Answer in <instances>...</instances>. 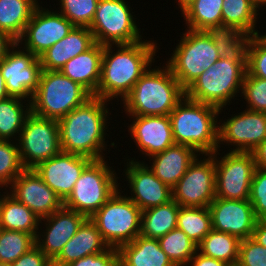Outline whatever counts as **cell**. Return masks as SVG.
<instances>
[{"instance_id":"cell-1","label":"cell","mask_w":266,"mask_h":266,"mask_svg":"<svg viewBox=\"0 0 266 266\" xmlns=\"http://www.w3.org/2000/svg\"><path fill=\"white\" fill-rule=\"evenodd\" d=\"M109 104L114 110L113 103L92 96L83 105L76 107L59 120L62 152L85 156L92 160L105 158L111 160L107 156L110 153L109 149L114 148L115 150L118 144L111 141L107 145L110 142L108 137L112 133L109 130L111 128L108 127L112 125L110 116L115 115L109 108Z\"/></svg>"},{"instance_id":"cell-2","label":"cell","mask_w":266,"mask_h":266,"mask_svg":"<svg viewBox=\"0 0 266 266\" xmlns=\"http://www.w3.org/2000/svg\"><path fill=\"white\" fill-rule=\"evenodd\" d=\"M153 39L146 37L132 44L104 45L96 97L111 103L117 100L116 104L119 100L123 101L147 69L157 62L156 58L160 57L155 56L161 45Z\"/></svg>"},{"instance_id":"cell-3","label":"cell","mask_w":266,"mask_h":266,"mask_svg":"<svg viewBox=\"0 0 266 266\" xmlns=\"http://www.w3.org/2000/svg\"><path fill=\"white\" fill-rule=\"evenodd\" d=\"M156 64L153 63L147 69L130 93L118 103H122L121 113L138 116H167L185 97V89L173 76L169 66L165 62L163 64L161 62L159 66Z\"/></svg>"},{"instance_id":"cell-4","label":"cell","mask_w":266,"mask_h":266,"mask_svg":"<svg viewBox=\"0 0 266 266\" xmlns=\"http://www.w3.org/2000/svg\"><path fill=\"white\" fill-rule=\"evenodd\" d=\"M219 111L185 96L169 114L175 144L192 147L200 155L213 154L218 149Z\"/></svg>"},{"instance_id":"cell-5","label":"cell","mask_w":266,"mask_h":266,"mask_svg":"<svg viewBox=\"0 0 266 266\" xmlns=\"http://www.w3.org/2000/svg\"><path fill=\"white\" fill-rule=\"evenodd\" d=\"M246 71L247 62H233L219 58L185 89V96L217 107L221 116L222 112L229 114L225 113L226 110H229L228 112L231 110L228 106L232 103L234 105L236 99L241 101L238 98L241 95Z\"/></svg>"},{"instance_id":"cell-6","label":"cell","mask_w":266,"mask_h":266,"mask_svg":"<svg viewBox=\"0 0 266 266\" xmlns=\"http://www.w3.org/2000/svg\"><path fill=\"white\" fill-rule=\"evenodd\" d=\"M112 164L107 158L93 160L83 170L63 207L87 218L97 212L119 188L120 173H116Z\"/></svg>"},{"instance_id":"cell-7","label":"cell","mask_w":266,"mask_h":266,"mask_svg":"<svg viewBox=\"0 0 266 266\" xmlns=\"http://www.w3.org/2000/svg\"><path fill=\"white\" fill-rule=\"evenodd\" d=\"M91 97L83 86L72 81L60 70H42L37 90L32 97L31 112L59 121Z\"/></svg>"},{"instance_id":"cell-8","label":"cell","mask_w":266,"mask_h":266,"mask_svg":"<svg viewBox=\"0 0 266 266\" xmlns=\"http://www.w3.org/2000/svg\"><path fill=\"white\" fill-rule=\"evenodd\" d=\"M184 30V33L180 32V40L177 39V45L164 62L180 85L186 89L220 57L214 42L204 31L190 30L186 27Z\"/></svg>"},{"instance_id":"cell-9","label":"cell","mask_w":266,"mask_h":266,"mask_svg":"<svg viewBox=\"0 0 266 266\" xmlns=\"http://www.w3.org/2000/svg\"><path fill=\"white\" fill-rule=\"evenodd\" d=\"M142 210L118 188L89 219L109 247L119 248L140 235Z\"/></svg>"},{"instance_id":"cell-10","label":"cell","mask_w":266,"mask_h":266,"mask_svg":"<svg viewBox=\"0 0 266 266\" xmlns=\"http://www.w3.org/2000/svg\"><path fill=\"white\" fill-rule=\"evenodd\" d=\"M129 0H99L94 19L88 27L100 45L132 44L145 36ZM134 14V15H133ZM136 16V17H135ZM139 24V25H138ZM142 32V34H141ZM144 37V38H143Z\"/></svg>"},{"instance_id":"cell-11","label":"cell","mask_w":266,"mask_h":266,"mask_svg":"<svg viewBox=\"0 0 266 266\" xmlns=\"http://www.w3.org/2000/svg\"><path fill=\"white\" fill-rule=\"evenodd\" d=\"M225 150L221 148L214 152L216 197L249 200L250 186L256 169L254 156L252 152Z\"/></svg>"},{"instance_id":"cell-12","label":"cell","mask_w":266,"mask_h":266,"mask_svg":"<svg viewBox=\"0 0 266 266\" xmlns=\"http://www.w3.org/2000/svg\"><path fill=\"white\" fill-rule=\"evenodd\" d=\"M17 142L24 167L33 169L40 162L62 151L59 121L43 118L31 112L24 122Z\"/></svg>"},{"instance_id":"cell-13","label":"cell","mask_w":266,"mask_h":266,"mask_svg":"<svg viewBox=\"0 0 266 266\" xmlns=\"http://www.w3.org/2000/svg\"><path fill=\"white\" fill-rule=\"evenodd\" d=\"M215 179L214 153L199 154L172 188V199L183 207H209L216 198Z\"/></svg>"},{"instance_id":"cell-14","label":"cell","mask_w":266,"mask_h":266,"mask_svg":"<svg viewBox=\"0 0 266 266\" xmlns=\"http://www.w3.org/2000/svg\"><path fill=\"white\" fill-rule=\"evenodd\" d=\"M126 156L119 163H123L122 174L125 177L122 179L126 182L124 187L119 182V188L127 191L125 194L131 201L143 211L172 200V189L164 184L143 160H138V157L129 158L128 154Z\"/></svg>"},{"instance_id":"cell-15","label":"cell","mask_w":266,"mask_h":266,"mask_svg":"<svg viewBox=\"0 0 266 266\" xmlns=\"http://www.w3.org/2000/svg\"><path fill=\"white\" fill-rule=\"evenodd\" d=\"M236 111L219 117L218 149L227 146L230 152H252L266 138V113L246 108Z\"/></svg>"},{"instance_id":"cell-16","label":"cell","mask_w":266,"mask_h":266,"mask_svg":"<svg viewBox=\"0 0 266 266\" xmlns=\"http://www.w3.org/2000/svg\"><path fill=\"white\" fill-rule=\"evenodd\" d=\"M0 71L10 97L32 102L42 72L40 58L16 42L0 60Z\"/></svg>"},{"instance_id":"cell-17","label":"cell","mask_w":266,"mask_h":266,"mask_svg":"<svg viewBox=\"0 0 266 266\" xmlns=\"http://www.w3.org/2000/svg\"><path fill=\"white\" fill-rule=\"evenodd\" d=\"M43 5L41 1L36 7L23 35L17 41L24 50L31 52L38 58L75 27L56 10V6L52 9L51 4L49 8Z\"/></svg>"},{"instance_id":"cell-18","label":"cell","mask_w":266,"mask_h":266,"mask_svg":"<svg viewBox=\"0 0 266 266\" xmlns=\"http://www.w3.org/2000/svg\"><path fill=\"white\" fill-rule=\"evenodd\" d=\"M86 219L85 215L65 207L41 218L35 237L36 246L53 261Z\"/></svg>"},{"instance_id":"cell-19","label":"cell","mask_w":266,"mask_h":266,"mask_svg":"<svg viewBox=\"0 0 266 266\" xmlns=\"http://www.w3.org/2000/svg\"><path fill=\"white\" fill-rule=\"evenodd\" d=\"M128 123L123 125L129 132V138L133 139L139 155L145 158L163 152L168 147L175 144L172 134V126L169 115L167 116H138L127 115ZM132 118V119H131ZM126 124V125H125ZM141 153V154H140Z\"/></svg>"},{"instance_id":"cell-20","label":"cell","mask_w":266,"mask_h":266,"mask_svg":"<svg viewBox=\"0 0 266 266\" xmlns=\"http://www.w3.org/2000/svg\"><path fill=\"white\" fill-rule=\"evenodd\" d=\"M7 190L11 196L25 204L40 219L63 207V201L34 169H25Z\"/></svg>"},{"instance_id":"cell-21","label":"cell","mask_w":266,"mask_h":266,"mask_svg":"<svg viewBox=\"0 0 266 266\" xmlns=\"http://www.w3.org/2000/svg\"><path fill=\"white\" fill-rule=\"evenodd\" d=\"M93 160L76 154L60 152L33 168L42 180L64 202L71 194L83 170Z\"/></svg>"},{"instance_id":"cell-22","label":"cell","mask_w":266,"mask_h":266,"mask_svg":"<svg viewBox=\"0 0 266 266\" xmlns=\"http://www.w3.org/2000/svg\"><path fill=\"white\" fill-rule=\"evenodd\" d=\"M208 208L212 229L231 234L239 240L252 237L258 219L249 200L216 197Z\"/></svg>"},{"instance_id":"cell-23","label":"cell","mask_w":266,"mask_h":266,"mask_svg":"<svg viewBox=\"0 0 266 266\" xmlns=\"http://www.w3.org/2000/svg\"><path fill=\"white\" fill-rule=\"evenodd\" d=\"M198 155L192 147L174 144L146 159L149 162L145 159L144 162L164 184L172 189Z\"/></svg>"},{"instance_id":"cell-24","label":"cell","mask_w":266,"mask_h":266,"mask_svg":"<svg viewBox=\"0 0 266 266\" xmlns=\"http://www.w3.org/2000/svg\"><path fill=\"white\" fill-rule=\"evenodd\" d=\"M95 44L88 27L75 26L68 35L47 49L39 58L42 70H60L66 62L86 52Z\"/></svg>"},{"instance_id":"cell-25","label":"cell","mask_w":266,"mask_h":266,"mask_svg":"<svg viewBox=\"0 0 266 266\" xmlns=\"http://www.w3.org/2000/svg\"><path fill=\"white\" fill-rule=\"evenodd\" d=\"M103 50L104 45L95 43L86 52L66 62L60 71L72 81L83 86L92 96L96 97L101 75Z\"/></svg>"},{"instance_id":"cell-26","label":"cell","mask_w":266,"mask_h":266,"mask_svg":"<svg viewBox=\"0 0 266 266\" xmlns=\"http://www.w3.org/2000/svg\"><path fill=\"white\" fill-rule=\"evenodd\" d=\"M108 248L96 225L87 218L53 262L67 266L73 261L87 255L101 253Z\"/></svg>"},{"instance_id":"cell-27","label":"cell","mask_w":266,"mask_h":266,"mask_svg":"<svg viewBox=\"0 0 266 266\" xmlns=\"http://www.w3.org/2000/svg\"><path fill=\"white\" fill-rule=\"evenodd\" d=\"M119 266H175L160 247L158 239L139 235L118 248Z\"/></svg>"},{"instance_id":"cell-28","label":"cell","mask_w":266,"mask_h":266,"mask_svg":"<svg viewBox=\"0 0 266 266\" xmlns=\"http://www.w3.org/2000/svg\"><path fill=\"white\" fill-rule=\"evenodd\" d=\"M205 34L214 42L220 58L233 62H247V49L251 36L230 25H210Z\"/></svg>"},{"instance_id":"cell-29","label":"cell","mask_w":266,"mask_h":266,"mask_svg":"<svg viewBox=\"0 0 266 266\" xmlns=\"http://www.w3.org/2000/svg\"><path fill=\"white\" fill-rule=\"evenodd\" d=\"M40 0H0V31L17 42Z\"/></svg>"},{"instance_id":"cell-30","label":"cell","mask_w":266,"mask_h":266,"mask_svg":"<svg viewBox=\"0 0 266 266\" xmlns=\"http://www.w3.org/2000/svg\"><path fill=\"white\" fill-rule=\"evenodd\" d=\"M180 205L175 200L143 210L141 213L140 235L159 239L177 228Z\"/></svg>"},{"instance_id":"cell-31","label":"cell","mask_w":266,"mask_h":266,"mask_svg":"<svg viewBox=\"0 0 266 266\" xmlns=\"http://www.w3.org/2000/svg\"><path fill=\"white\" fill-rule=\"evenodd\" d=\"M40 220V217L8 192L4 195L0 208L1 229L22 231L36 236Z\"/></svg>"},{"instance_id":"cell-32","label":"cell","mask_w":266,"mask_h":266,"mask_svg":"<svg viewBox=\"0 0 266 266\" xmlns=\"http://www.w3.org/2000/svg\"><path fill=\"white\" fill-rule=\"evenodd\" d=\"M260 13L250 0H223L222 24L234 26L250 36L257 35L261 33L256 25L263 16Z\"/></svg>"},{"instance_id":"cell-33","label":"cell","mask_w":266,"mask_h":266,"mask_svg":"<svg viewBox=\"0 0 266 266\" xmlns=\"http://www.w3.org/2000/svg\"><path fill=\"white\" fill-rule=\"evenodd\" d=\"M31 113V102L17 97L0 101V139L18 141L27 116Z\"/></svg>"},{"instance_id":"cell-34","label":"cell","mask_w":266,"mask_h":266,"mask_svg":"<svg viewBox=\"0 0 266 266\" xmlns=\"http://www.w3.org/2000/svg\"><path fill=\"white\" fill-rule=\"evenodd\" d=\"M240 240L228 233L212 229L197 245V251L205 256L221 260L230 266L238 261Z\"/></svg>"},{"instance_id":"cell-35","label":"cell","mask_w":266,"mask_h":266,"mask_svg":"<svg viewBox=\"0 0 266 266\" xmlns=\"http://www.w3.org/2000/svg\"><path fill=\"white\" fill-rule=\"evenodd\" d=\"M223 0H195L181 14L187 29L203 31L210 25L222 24Z\"/></svg>"},{"instance_id":"cell-36","label":"cell","mask_w":266,"mask_h":266,"mask_svg":"<svg viewBox=\"0 0 266 266\" xmlns=\"http://www.w3.org/2000/svg\"><path fill=\"white\" fill-rule=\"evenodd\" d=\"M177 228L198 245L212 230L211 215L208 207H183L178 213Z\"/></svg>"},{"instance_id":"cell-37","label":"cell","mask_w":266,"mask_h":266,"mask_svg":"<svg viewBox=\"0 0 266 266\" xmlns=\"http://www.w3.org/2000/svg\"><path fill=\"white\" fill-rule=\"evenodd\" d=\"M163 252L175 266H187L197 245L180 229L175 228L158 239Z\"/></svg>"},{"instance_id":"cell-38","label":"cell","mask_w":266,"mask_h":266,"mask_svg":"<svg viewBox=\"0 0 266 266\" xmlns=\"http://www.w3.org/2000/svg\"><path fill=\"white\" fill-rule=\"evenodd\" d=\"M35 235L22 231L0 230V262L12 264L36 245Z\"/></svg>"},{"instance_id":"cell-39","label":"cell","mask_w":266,"mask_h":266,"mask_svg":"<svg viewBox=\"0 0 266 266\" xmlns=\"http://www.w3.org/2000/svg\"><path fill=\"white\" fill-rule=\"evenodd\" d=\"M25 169L18 142L0 139V187L7 189Z\"/></svg>"},{"instance_id":"cell-40","label":"cell","mask_w":266,"mask_h":266,"mask_svg":"<svg viewBox=\"0 0 266 266\" xmlns=\"http://www.w3.org/2000/svg\"><path fill=\"white\" fill-rule=\"evenodd\" d=\"M57 11L74 26L89 27L94 19L99 0H58ZM59 4V5H58Z\"/></svg>"},{"instance_id":"cell-41","label":"cell","mask_w":266,"mask_h":266,"mask_svg":"<svg viewBox=\"0 0 266 266\" xmlns=\"http://www.w3.org/2000/svg\"><path fill=\"white\" fill-rule=\"evenodd\" d=\"M246 109L266 113V79L250 75L247 71L243 79L241 95Z\"/></svg>"},{"instance_id":"cell-42","label":"cell","mask_w":266,"mask_h":266,"mask_svg":"<svg viewBox=\"0 0 266 266\" xmlns=\"http://www.w3.org/2000/svg\"><path fill=\"white\" fill-rule=\"evenodd\" d=\"M247 72L266 79V35L257 34L250 38L247 49Z\"/></svg>"},{"instance_id":"cell-43","label":"cell","mask_w":266,"mask_h":266,"mask_svg":"<svg viewBox=\"0 0 266 266\" xmlns=\"http://www.w3.org/2000/svg\"><path fill=\"white\" fill-rule=\"evenodd\" d=\"M249 201L256 218L266 219V169L256 168L253 174Z\"/></svg>"},{"instance_id":"cell-44","label":"cell","mask_w":266,"mask_h":266,"mask_svg":"<svg viewBox=\"0 0 266 266\" xmlns=\"http://www.w3.org/2000/svg\"><path fill=\"white\" fill-rule=\"evenodd\" d=\"M236 266H266V248L252 237L240 240Z\"/></svg>"},{"instance_id":"cell-45","label":"cell","mask_w":266,"mask_h":266,"mask_svg":"<svg viewBox=\"0 0 266 266\" xmlns=\"http://www.w3.org/2000/svg\"><path fill=\"white\" fill-rule=\"evenodd\" d=\"M67 266H119L118 248L109 247L101 253L87 255Z\"/></svg>"},{"instance_id":"cell-46","label":"cell","mask_w":266,"mask_h":266,"mask_svg":"<svg viewBox=\"0 0 266 266\" xmlns=\"http://www.w3.org/2000/svg\"><path fill=\"white\" fill-rule=\"evenodd\" d=\"M51 260L35 245L25 252L12 266H47Z\"/></svg>"},{"instance_id":"cell-47","label":"cell","mask_w":266,"mask_h":266,"mask_svg":"<svg viewBox=\"0 0 266 266\" xmlns=\"http://www.w3.org/2000/svg\"><path fill=\"white\" fill-rule=\"evenodd\" d=\"M187 266H230L224 261L217 260L196 251Z\"/></svg>"},{"instance_id":"cell-48","label":"cell","mask_w":266,"mask_h":266,"mask_svg":"<svg viewBox=\"0 0 266 266\" xmlns=\"http://www.w3.org/2000/svg\"><path fill=\"white\" fill-rule=\"evenodd\" d=\"M256 168L266 169V138L252 151Z\"/></svg>"},{"instance_id":"cell-49","label":"cell","mask_w":266,"mask_h":266,"mask_svg":"<svg viewBox=\"0 0 266 266\" xmlns=\"http://www.w3.org/2000/svg\"><path fill=\"white\" fill-rule=\"evenodd\" d=\"M252 238L266 248V219L257 220Z\"/></svg>"},{"instance_id":"cell-50","label":"cell","mask_w":266,"mask_h":266,"mask_svg":"<svg viewBox=\"0 0 266 266\" xmlns=\"http://www.w3.org/2000/svg\"><path fill=\"white\" fill-rule=\"evenodd\" d=\"M16 42L11 39L6 33L0 31V60L4 58L7 51L15 44Z\"/></svg>"},{"instance_id":"cell-51","label":"cell","mask_w":266,"mask_h":266,"mask_svg":"<svg viewBox=\"0 0 266 266\" xmlns=\"http://www.w3.org/2000/svg\"><path fill=\"white\" fill-rule=\"evenodd\" d=\"M8 97L10 96L6 89V83H5L4 77L2 76L1 71H0V101Z\"/></svg>"},{"instance_id":"cell-52","label":"cell","mask_w":266,"mask_h":266,"mask_svg":"<svg viewBox=\"0 0 266 266\" xmlns=\"http://www.w3.org/2000/svg\"><path fill=\"white\" fill-rule=\"evenodd\" d=\"M175 1H174V5L176 3V5L178 6V9H180L179 11H181L182 13L195 0H175Z\"/></svg>"},{"instance_id":"cell-53","label":"cell","mask_w":266,"mask_h":266,"mask_svg":"<svg viewBox=\"0 0 266 266\" xmlns=\"http://www.w3.org/2000/svg\"><path fill=\"white\" fill-rule=\"evenodd\" d=\"M250 1L259 10V12H260L261 9H262L261 12L266 10V0H250Z\"/></svg>"},{"instance_id":"cell-54","label":"cell","mask_w":266,"mask_h":266,"mask_svg":"<svg viewBox=\"0 0 266 266\" xmlns=\"http://www.w3.org/2000/svg\"><path fill=\"white\" fill-rule=\"evenodd\" d=\"M2 188H3V189H2ZM1 190H2V192H3V190H4V192L2 193ZM7 192H8V190H7L6 188H4V187H0V208H1L2 201H3V197H4V195H5Z\"/></svg>"},{"instance_id":"cell-55","label":"cell","mask_w":266,"mask_h":266,"mask_svg":"<svg viewBox=\"0 0 266 266\" xmlns=\"http://www.w3.org/2000/svg\"><path fill=\"white\" fill-rule=\"evenodd\" d=\"M47 266H65V265H60V264H57V263L51 261Z\"/></svg>"},{"instance_id":"cell-56","label":"cell","mask_w":266,"mask_h":266,"mask_svg":"<svg viewBox=\"0 0 266 266\" xmlns=\"http://www.w3.org/2000/svg\"><path fill=\"white\" fill-rule=\"evenodd\" d=\"M0 266H12V264H8V263L0 262Z\"/></svg>"}]
</instances>
